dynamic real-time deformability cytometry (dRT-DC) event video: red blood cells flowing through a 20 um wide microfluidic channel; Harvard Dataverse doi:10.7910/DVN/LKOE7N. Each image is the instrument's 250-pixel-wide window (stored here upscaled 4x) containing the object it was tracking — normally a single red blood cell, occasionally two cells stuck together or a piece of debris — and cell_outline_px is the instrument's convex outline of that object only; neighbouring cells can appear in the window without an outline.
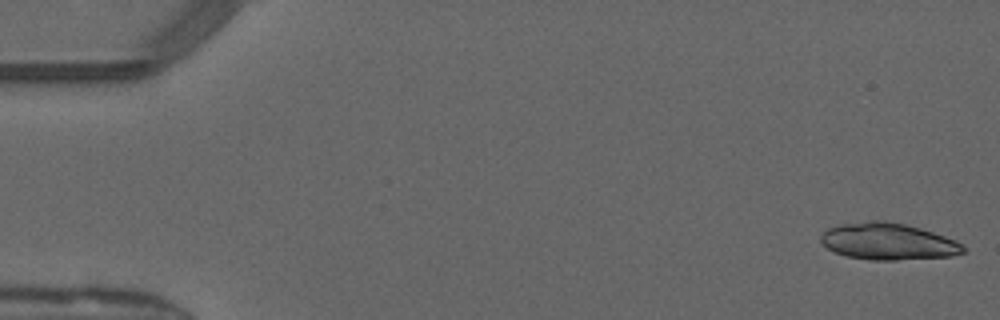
{"species": "common noctule bat (a hibernating species)", "species_latin": "Nyctalus noctula", "temperature_condition": "warm", "stored_images_in_passage": 19, "camera_frame_rate_fps": 3000, "um_per_image_px": 0.085, "animal": {"sex": "male", "forearm_length_mm": 52.5}, "frame": {"image": 1, "passage_image": 1, "time_ms": 0.0, "image_size_px": [1000, 320], "cell_outline_px": [[968, 248], [964, 252], [952, 256], [896, 260], [872, 260], [848, 256], [836, 252], [828, 248], [820, 240], [820, 236], [828, 228], [840, 224], [872, 220], [884, 220], [904, 224], [920, 228], [956, 240], [964, 244]], "centroid_in_image_um": [75.53, 20.52], "position_along_channel_um": 9.5, "area_um2": 30.46}}